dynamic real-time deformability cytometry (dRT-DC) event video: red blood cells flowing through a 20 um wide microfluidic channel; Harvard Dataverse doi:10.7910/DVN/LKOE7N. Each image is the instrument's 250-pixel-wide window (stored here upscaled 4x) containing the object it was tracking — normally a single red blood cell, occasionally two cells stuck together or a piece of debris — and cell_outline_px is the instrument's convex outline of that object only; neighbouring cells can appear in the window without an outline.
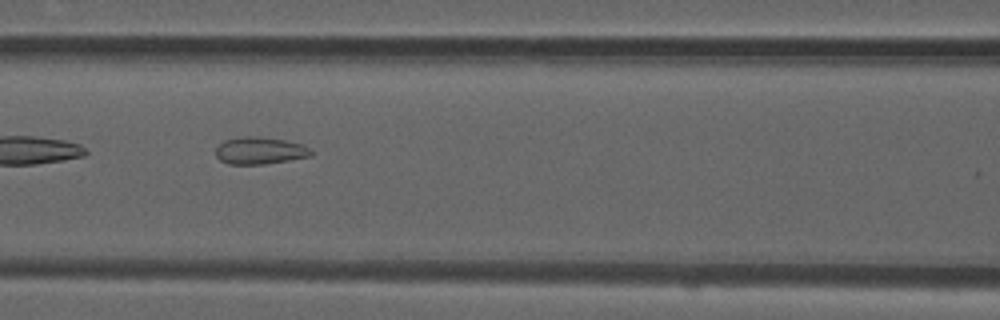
{"species": "common noctule bat (a hibernating species)", "species_latin": "Nyctalus noctula", "temperature_condition": "room temperature", "stored_images_in_passage": 36, "camera_frame_rate_fps": 3000, "um_per_image_px": 0.085, "animal": {"sex": "male", "forearm_length_mm": 52.5}, "frame": {"image": 1, "passage_image": 6, "time_ms": 1.667, "image_size_px": [1000, 320], "cell_outline_px": [[312, 156], [264, 164], [228, 164], [220, 160], [216, 156], [216, 148], [224, 140], [244, 136], [260, 136], [284, 140], [304, 144], [312, 148]], "centroid_in_image_um": [22.12, 12.8], "position_along_channel_um": 144.5, "area_um2": 15.2}}
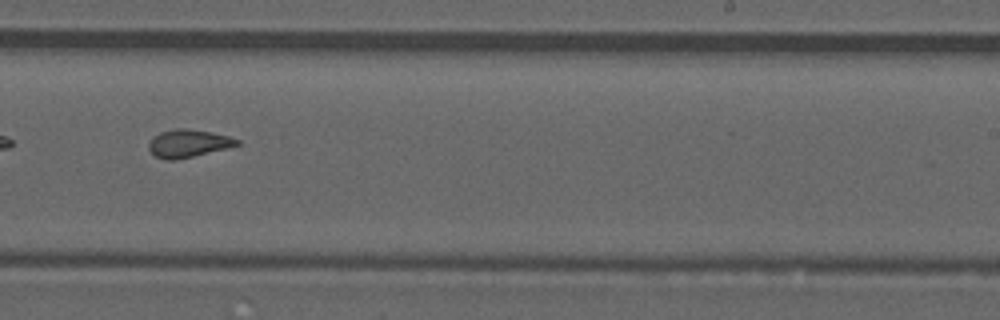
{"frame": {"image": 2, "passage_image": 16, "time_ms": 5.0, "image_size_px": [1000, 320], "cell_outline_px": [[240, 144], [228, 148], [176, 160], [168, 160], [156, 156], [148, 148], [148, 144], [160, 132], [176, 128], [188, 128], [212, 132], [228, 136], [240, 140]], "centroid_in_image_um": [16.04, 12.18], "position_along_channel_um": 273.0, "area_um2": 14.16}}